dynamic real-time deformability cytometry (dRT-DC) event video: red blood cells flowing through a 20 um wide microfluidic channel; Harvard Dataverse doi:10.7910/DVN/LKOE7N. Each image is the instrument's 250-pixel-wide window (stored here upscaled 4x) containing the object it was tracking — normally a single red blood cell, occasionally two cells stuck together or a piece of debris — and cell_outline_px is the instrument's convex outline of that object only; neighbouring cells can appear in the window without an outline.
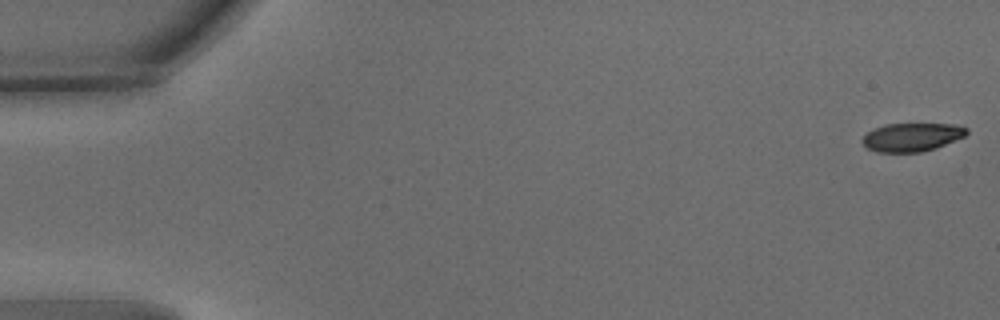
{"species": "common noctule bat (a hibernating species)", "species_latin": "Nyctalus noctula", "temperature_condition": "warm", "stored_images_in_passage": 30, "camera_frame_rate_fps": 3000, "um_per_image_px": 0.085, "animal": {"sex": "male", "body_mass_g": 15.6}, "frame": {"image": 1, "passage_image": 1, "time_ms": 0.0, "image_size_px": [1000, 320], "cell_outline_px": [[968, 132], [964, 136], [936, 148], [920, 152], [876, 152], [868, 148], [860, 140], [872, 128], [884, 124], [956, 124], [968, 128]], "centroid_in_image_um": [77.49, 11.65], "position_along_channel_um": 7.5, "area_um2": 17.28}}
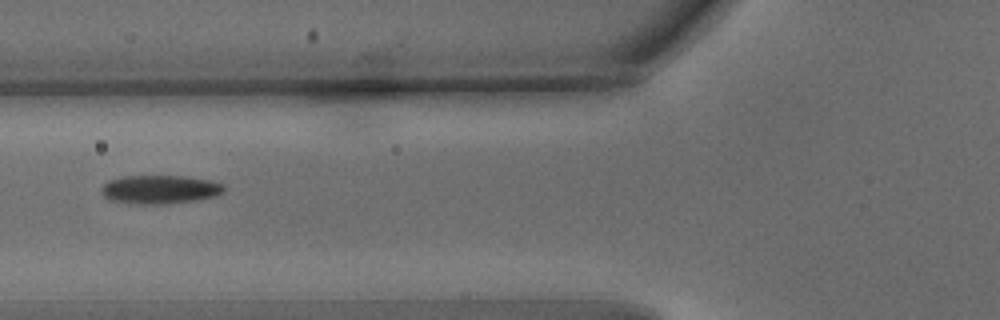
{"frame": {"image": 2, "passage_image": 22, "time_ms": 7.0, "image_size_px": [1000, 320], "cell_outline_px": [[224, 192], [216, 196], [192, 200], [164, 204], [128, 204], [108, 200], [100, 192], [100, 188], [108, 180], [120, 176], [184, 176], [212, 180], [224, 184]], "centroid_in_image_um": [13.54, 16.1], "position_along_channel_um": 112.3, "area_um2": 20.75}}
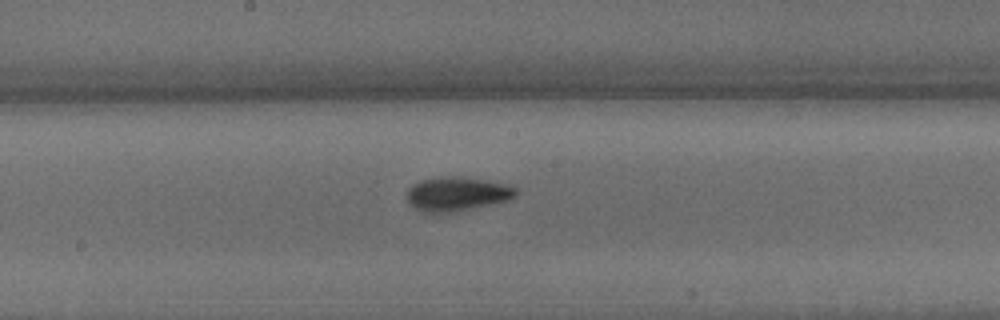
{"frame": {"image": 3, "passage_image": 30, "time_ms": 9.667, "image_size_px": [1000, 320], "cell_outline_px": [[520, 192], [516, 196], [508, 200], [492, 204], [448, 212], [424, 212], [408, 204], [408, 188], [412, 184], [420, 180], [436, 176], [464, 176], [504, 184], [516, 188]], "centroid_in_image_um": [38.83, 16.45], "position_along_channel_um": 209.4, "area_um2": 21.62}}